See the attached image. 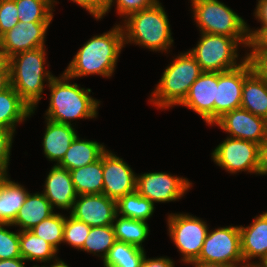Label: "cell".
<instances>
[{
  "label": "cell",
  "instance_id": "obj_1",
  "mask_svg": "<svg viewBox=\"0 0 267 267\" xmlns=\"http://www.w3.org/2000/svg\"><path fill=\"white\" fill-rule=\"evenodd\" d=\"M121 23L101 35H94L74 55L64 69L72 80L83 76L98 75L110 78L115 72L119 55L124 48Z\"/></svg>",
  "mask_w": 267,
  "mask_h": 267
},
{
  "label": "cell",
  "instance_id": "obj_2",
  "mask_svg": "<svg viewBox=\"0 0 267 267\" xmlns=\"http://www.w3.org/2000/svg\"><path fill=\"white\" fill-rule=\"evenodd\" d=\"M70 80L63 72L50 81L48 88L51 94L45 118L73 126L72 122L76 119L96 118L100 101L90 95V88H82Z\"/></svg>",
  "mask_w": 267,
  "mask_h": 267
},
{
  "label": "cell",
  "instance_id": "obj_3",
  "mask_svg": "<svg viewBox=\"0 0 267 267\" xmlns=\"http://www.w3.org/2000/svg\"><path fill=\"white\" fill-rule=\"evenodd\" d=\"M161 4L159 0L152 7L122 20L124 45L136 44L149 51L170 53L174 40L167 13Z\"/></svg>",
  "mask_w": 267,
  "mask_h": 267
},
{
  "label": "cell",
  "instance_id": "obj_4",
  "mask_svg": "<svg viewBox=\"0 0 267 267\" xmlns=\"http://www.w3.org/2000/svg\"><path fill=\"white\" fill-rule=\"evenodd\" d=\"M46 49V47H40L23 51L8 58L11 86L31 110L38 107L39 101L43 98L45 86L48 87L55 77L45 67Z\"/></svg>",
  "mask_w": 267,
  "mask_h": 267
},
{
  "label": "cell",
  "instance_id": "obj_5",
  "mask_svg": "<svg viewBox=\"0 0 267 267\" xmlns=\"http://www.w3.org/2000/svg\"><path fill=\"white\" fill-rule=\"evenodd\" d=\"M176 57V58H175ZM165 70L148 100L157 109L179 106L189 93L191 85L203 73L189 51L180 52Z\"/></svg>",
  "mask_w": 267,
  "mask_h": 267
},
{
  "label": "cell",
  "instance_id": "obj_6",
  "mask_svg": "<svg viewBox=\"0 0 267 267\" xmlns=\"http://www.w3.org/2000/svg\"><path fill=\"white\" fill-rule=\"evenodd\" d=\"M249 41L250 38H233L200 32L197 45L188 51L203 72H225L245 62L246 54L241 59L238 58V48H247Z\"/></svg>",
  "mask_w": 267,
  "mask_h": 267
},
{
  "label": "cell",
  "instance_id": "obj_7",
  "mask_svg": "<svg viewBox=\"0 0 267 267\" xmlns=\"http://www.w3.org/2000/svg\"><path fill=\"white\" fill-rule=\"evenodd\" d=\"M196 27L201 33L250 38L248 23L219 0H190Z\"/></svg>",
  "mask_w": 267,
  "mask_h": 267
},
{
  "label": "cell",
  "instance_id": "obj_8",
  "mask_svg": "<svg viewBox=\"0 0 267 267\" xmlns=\"http://www.w3.org/2000/svg\"><path fill=\"white\" fill-rule=\"evenodd\" d=\"M166 221L168 235L182 256L181 263L195 261L209 230L206 221L188 213H170Z\"/></svg>",
  "mask_w": 267,
  "mask_h": 267
},
{
  "label": "cell",
  "instance_id": "obj_9",
  "mask_svg": "<svg viewBox=\"0 0 267 267\" xmlns=\"http://www.w3.org/2000/svg\"><path fill=\"white\" fill-rule=\"evenodd\" d=\"M195 261L246 267L241 253L239 226L208 230L199 257Z\"/></svg>",
  "mask_w": 267,
  "mask_h": 267
},
{
  "label": "cell",
  "instance_id": "obj_10",
  "mask_svg": "<svg viewBox=\"0 0 267 267\" xmlns=\"http://www.w3.org/2000/svg\"><path fill=\"white\" fill-rule=\"evenodd\" d=\"M259 144L226 137L211 153L213 162L231 175L242 171L256 174L259 165Z\"/></svg>",
  "mask_w": 267,
  "mask_h": 267
},
{
  "label": "cell",
  "instance_id": "obj_11",
  "mask_svg": "<svg viewBox=\"0 0 267 267\" xmlns=\"http://www.w3.org/2000/svg\"><path fill=\"white\" fill-rule=\"evenodd\" d=\"M192 182L186 177L171 175L167 172H147L137 174L136 191L155 203L175 202L192 187Z\"/></svg>",
  "mask_w": 267,
  "mask_h": 267
},
{
  "label": "cell",
  "instance_id": "obj_12",
  "mask_svg": "<svg viewBox=\"0 0 267 267\" xmlns=\"http://www.w3.org/2000/svg\"><path fill=\"white\" fill-rule=\"evenodd\" d=\"M213 125L219 126L230 138L243 139L259 145L267 139V120L241 107L225 113Z\"/></svg>",
  "mask_w": 267,
  "mask_h": 267
},
{
  "label": "cell",
  "instance_id": "obj_13",
  "mask_svg": "<svg viewBox=\"0 0 267 267\" xmlns=\"http://www.w3.org/2000/svg\"><path fill=\"white\" fill-rule=\"evenodd\" d=\"M252 71L247 60L235 69L218 72V86L214 100V123L225 113L241 107L244 78Z\"/></svg>",
  "mask_w": 267,
  "mask_h": 267
},
{
  "label": "cell",
  "instance_id": "obj_14",
  "mask_svg": "<svg viewBox=\"0 0 267 267\" xmlns=\"http://www.w3.org/2000/svg\"><path fill=\"white\" fill-rule=\"evenodd\" d=\"M137 174L114 152L108 149L103 153V194L118 200L136 191Z\"/></svg>",
  "mask_w": 267,
  "mask_h": 267
},
{
  "label": "cell",
  "instance_id": "obj_15",
  "mask_svg": "<svg viewBox=\"0 0 267 267\" xmlns=\"http://www.w3.org/2000/svg\"><path fill=\"white\" fill-rule=\"evenodd\" d=\"M69 214L90 227L113 225L116 200L105 194L78 195Z\"/></svg>",
  "mask_w": 267,
  "mask_h": 267
},
{
  "label": "cell",
  "instance_id": "obj_16",
  "mask_svg": "<svg viewBox=\"0 0 267 267\" xmlns=\"http://www.w3.org/2000/svg\"><path fill=\"white\" fill-rule=\"evenodd\" d=\"M218 86V72H203L191 85L184 106L198 114L209 126L214 124V100Z\"/></svg>",
  "mask_w": 267,
  "mask_h": 267
},
{
  "label": "cell",
  "instance_id": "obj_17",
  "mask_svg": "<svg viewBox=\"0 0 267 267\" xmlns=\"http://www.w3.org/2000/svg\"><path fill=\"white\" fill-rule=\"evenodd\" d=\"M51 22H19L2 35L6 58L23 52L45 47L46 33Z\"/></svg>",
  "mask_w": 267,
  "mask_h": 267
},
{
  "label": "cell",
  "instance_id": "obj_18",
  "mask_svg": "<svg viewBox=\"0 0 267 267\" xmlns=\"http://www.w3.org/2000/svg\"><path fill=\"white\" fill-rule=\"evenodd\" d=\"M44 182L42 193L52 208L71 211L78 194L72 182L70 171L54 163Z\"/></svg>",
  "mask_w": 267,
  "mask_h": 267
},
{
  "label": "cell",
  "instance_id": "obj_19",
  "mask_svg": "<svg viewBox=\"0 0 267 267\" xmlns=\"http://www.w3.org/2000/svg\"><path fill=\"white\" fill-rule=\"evenodd\" d=\"M239 231L244 265L258 264L267 256V211L256 215L250 225H239Z\"/></svg>",
  "mask_w": 267,
  "mask_h": 267
},
{
  "label": "cell",
  "instance_id": "obj_20",
  "mask_svg": "<svg viewBox=\"0 0 267 267\" xmlns=\"http://www.w3.org/2000/svg\"><path fill=\"white\" fill-rule=\"evenodd\" d=\"M46 128L43 133V153L51 162L58 165L65 156L72 141L78 135L74 125L61 124L45 118Z\"/></svg>",
  "mask_w": 267,
  "mask_h": 267
},
{
  "label": "cell",
  "instance_id": "obj_21",
  "mask_svg": "<svg viewBox=\"0 0 267 267\" xmlns=\"http://www.w3.org/2000/svg\"><path fill=\"white\" fill-rule=\"evenodd\" d=\"M54 213L55 209L52 208L43 193H29L26 201L18 211L12 227H19V231L31 230Z\"/></svg>",
  "mask_w": 267,
  "mask_h": 267
},
{
  "label": "cell",
  "instance_id": "obj_22",
  "mask_svg": "<svg viewBox=\"0 0 267 267\" xmlns=\"http://www.w3.org/2000/svg\"><path fill=\"white\" fill-rule=\"evenodd\" d=\"M35 113L12 86L0 92V127L16 133V126ZM25 120V121H24Z\"/></svg>",
  "mask_w": 267,
  "mask_h": 267
},
{
  "label": "cell",
  "instance_id": "obj_23",
  "mask_svg": "<svg viewBox=\"0 0 267 267\" xmlns=\"http://www.w3.org/2000/svg\"><path fill=\"white\" fill-rule=\"evenodd\" d=\"M106 150L104 143L81 139L77 135L58 165L69 171L81 168L99 160Z\"/></svg>",
  "mask_w": 267,
  "mask_h": 267
},
{
  "label": "cell",
  "instance_id": "obj_24",
  "mask_svg": "<svg viewBox=\"0 0 267 267\" xmlns=\"http://www.w3.org/2000/svg\"><path fill=\"white\" fill-rule=\"evenodd\" d=\"M241 108L267 120V80L253 71L244 78Z\"/></svg>",
  "mask_w": 267,
  "mask_h": 267
},
{
  "label": "cell",
  "instance_id": "obj_25",
  "mask_svg": "<svg viewBox=\"0 0 267 267\" xmlns=\"http://www.w3.org/2000/svg\"><path fill=\"white\" fill-rule=\"evenodd\" d=\"M30 192L25 186L7 178L0 188V223L12 224Z\"/></svg>",
  "mask_w": 267,
  "mask_h": 267
},
{
  "label": "cell",
  "instance_id": "obj_26",
  "mask_svg": "<svg viewBox=\"0 0 267 267\" xmlns=\"http://www.w3.org/2000/svg\"><path fill=\"white\" fill-rule=\"evenodd\" d=\"M78 195L103 194V154L91 164L70 170Z\"/></svg>",
  "mask_w": 267,
  "mask_h": 267
},
{
  "label": "cell",
  "instance_id": "obj_27",
  "mask_svg": "<svg viewBox=\"0 0 267 267\" xmlns=\"http://www.w3.org/2000/svg\"><path fill=\"white\" fill-rule=\"evenodd\" d=\"M20 253L25 261L49 263L57 258L58 251L31 230L19 231Z\"/></svg>",
  "mask_w": 267,
  "mask_h": 267
},
{
  "label": "cell",
  "instance_id": "obj_28",
  "mask_svg": "<svg viewBox=\"0 0 267 267\" xmlns=\"http://www.w3.org/2000/svg\"><path fill=\"white\" fill-rule=\"evenodd\" d=\"M113 228L117 241L132 244L144 249L142 243L148 238L150 233L148 222L116 214L113 221Z\"/></svg>",
  "mask_w": 267,
  "mask_h": 267
},
{
  "label": "cell",
  "instance_id": "obj_29",
  "mask_svg": "<svg viewBox=\"0 0 267 267\" xmlns=\"http://www.w3.org/2000/svg\"><path fill=\"white\" fill-rule=\"evenodd\" d=\"M145 254V249L116 241L102 262L104 267H140Z\"/></svg>",
  "mask_w": 267,
  "mask_h": 267
},
{
  "label": "cell",
  "instance_id": "obj_30",
  "mask_svg": "<svg viewBox=\"0 0 267 267\" xmlns=\"http://www.w3.org/2000/svg\"><path fill=\"white\" fill-rule=\"evenodd\" d=\"M116 208L120 216L147 222L154 213L155 205L135 191L119 198Z\"/></svg>",
  "mask_w": 267,
  "mask_h": 267
},
{
  "label": "cell",
  "instance_id": "obj_31",
  "mask_svg": "<svg viewBox=\"0 0 267 267\" xmlns=\"http://www.w3.org/2000/svg\"><path fill=\"white\" fill-rule=\"evenodd\" d=\"M19 22H51L57 0H15ZM54 8V9H53Z\"/></svg>",
  "mask_w": 267,
  "mask_h": 267
},
{
  "label": "cell",
  "instance_id": "obj_32",
  "mask_svg": "<svg viewBox=\"0 0 267 267\" xmlns=\"http://www.w3.org/2000/svg\"><path fill=\"white\" fill-rule=\"evenodd\" d=\"M116 241L113 225L91 227L80 251H86L104 260Z\"/></svg>",
  "mask_w": 267,
  "mask_h": 267
},
{
  "label": "cell",
  "instance_id": "obj_33",
  "mask_svg": "<svg viewBox=\"0 0 267 267\" xmlns=\"http://www.w3.org/2000/svg\"><path fill=\"white\" fill-rule=\"evenodd\" d=\"M65 216L54 213L31 229L37 237L49 242L57 251L63 243Z\"/></svg>",
  "mask_w": 267,
  "mask_h": 267
},
{
  "label": "cell",
  "instance_id": "obj_34",
  "mask_svg": "<svg viewBox=\"0 0 267 267\" xmlns=\"http://www.w3.org/2000/svg\"><path fill=\"white\" fill-rule=\"evenodd\" d=\"M90 226L71 215L65 216L63 243L80 250L90 233Z\"/></svg>",
  "mask_w": 267,
  "mask_h": 267
},
{
  "label": "cell",
  "instance_id": "obj_35",
  "mask_svg": "<svg viewBox=\"0 0 267 267\" xmlns=\"http://www.w3.org/2000/svg\"><path fill=\"white\" fill-rule=\"evenodd\" d=\"M12 224L0 223V260L21 257L19 230L9 231L7 228Z\"/></svg>",
  "mask_w": 267,
  "mask_h": 267
},
{
  "label": "cell",
  "instance_id": "obj_36",
  "mask_svg": "<svg viewBox=\"0 0 267 267\" xmlns=\"http://www.w3.org/2000/svg\"><path fill=\"white\" fill-rule=\"evenodd\" d=\"M158 1L159 0H110L105 14L100 19L95 20H101L106 16V13H109L112 9L113 4H116L115 9L118 16H120V18L122 17L124 20L132 13L152 7Z\"/></svg>",
  "mask_w": 267,
  "mask_h": 267
},
{
  "label": "cell",
  "instance_id": "obj_37",
  "mask_svg": "<svg viewBox=\"0 0 267 267\" xmlns=\"http://www.w3.org/2000/svg\"><path fill=\"white\" fill-rule=\"evenodd\" d=\"M19 23L15 0H0V33L11 30Z\"/></svg>",
  "mask_w": 267,
  "mask_h": 267
},
{
  "label": "cell",
  "instance_id": "obj_38",
  "mask_svg": "<svg viewBox=\"0 0 267 267\" xmlns=\"http://www.w3.org/2000/svg\"><path fill=\"white\" fill-rule=\"evenodd\" d=\"M245 53L252 71L267 80V50H248Z\"/></svg>",
  "mask_w": 267,
  "mask_h": 267
},
{
  "label": "cell",
  "instance_id": "obj_39",
  "mask_svg": "<svg viewBox=\"0 0 267 267\" xmlns=\"http://www.w3.org/2000/svg\"><path fill=\"white\" fill-rule=\"evenodd\" d=\"M15 132L0 127V168L8 170Z\"/></svg>",
  "mask_w": 267,
  "mask_h": 267
},
{
  "label": "cell",
  "instance_id": "obj_40",
  "mask_svg": "<svg viewBox=\"0 0 267 267\" xmlns=\"http://www.w3.org/2000/svg\"><path fill=\"white\" fill-rule=\"evenodd\" d=\"M89 12L95 19H100L107 11L110 0H71Z\"/></svg>",
  "mask_w": 267,
  "mask_h": 267
},
{
  "label": "cell",
  "instance_id": "obj_41",
  "mask_svg": "<svg viewBox=\"0 0 267 267\" xmlns=\"http://www.w3.org/2000/svg\"><path fill=\"white\" fill-rule=\"evenodd\" d=\"M248 34L250 41L248 43L247 49L267 50V28L251 29L248 25Z\"/></svg>",
  "mask_w": 267,
  "mask_h": 267
},
{
  "label": "cell",
  "instance_id": "obj_42",
  "mask_svg": "<svg viewBox=\"0 0 267 267\" xmlns=\"http://www.w3.org/2000/svg\"><path fill=\"white\" fill-rule=\"evenodd\" d=\"M140 267H175V263L173 259L167 256H161L159 258H149L145 254V257L142 260Z\"/></svg>",
  "mask_w": 267,
  "mask_h": 267
},
{
  "label": "cell",
  "instance_id": "obj_43",
  "mask_svg": "<svg viewBox=\"0 0 267 267\" xmlns=\"http://www.w3.org/2000/svg\"><path fill=\"white\" fill-rule=\"evenodd\" d=\"M254 15L261 28H267V0H257Z\"/></svg>",
  "mask_w": 267,
  "mask_h": 267
},
{
  "label": "cell",
  "instance_id": "obj_44",
  "mask_svg": "<svg viewBox=\"0 0 267 267\" xmlns=\"http://www.w3.org/2000/svg\"><path fill=\"white\" fill-rule=\"evenodd\" d=\"M257 175H267V139L259 146V165Z\"/></svg>",
  "mask_w": 267,
  "mask_h": 267
},
{
  "label": "cell",
  "instance_id": "obj_45",
  "mask_svg": "<svg viewBox=\"0 0 267 267\" xmlns=\"http://www.w3.org/2000/svg\"><path fill=\"white\" fill-rule=\"evenodd\" d=\"M11 86L10 66L8 61L0 68V92Z\"/></svg>",
  "mask_w": 267,
  "mask_h": 267
},
{
  "label": "cell",
  "instance_id": "obj_46",
  "mask_svg": "<svg viewBox=\"0 0 267 267\" xmlns=\"http://www.w3.org/2000/svg\"><path fill=\"white\" fill-rule=\"evenodd\" d=\"M22 257L0 260V267H26Z\"/></svg>",
  "mask_w": 267,
  "mask_h": 267
},
{
  "label": "cell",
  "instance_id": "obj_47",
  "mask_svg": "<svg viewBox=\"0 0 267 267\" xmlns=\"http://www.w3.org/2000/svg\"><path fill=\"white\" fill-rule=\"evenodd\" d=\"M189 264L193 265V267H235V266L226 265V264L201 262V261H193Z\"/></svg>",
  "mask_w": 267,
  "mask_h": 267
},
{
  "label": "cell",
  "instance_id": "obj_48",
  "mask_svg": "<svg viewBox=\"0 0 267 267\" xmlns=\"http://www.w3.org/2000/svg\"><path fill=\"white\" fill-rule=\"evenodd\" d=\"M53 262V263H52ZM50 265H46L44 264V267H70L68 266V264H66L64 261H62L60 258H56L55 260L53 261H50Z\"/></svg>",
  "mask_w": 267,
  "mask_h": 267
},
{
  "label": "cell",
  "instance_id": "obj_49",
  "mask_svg": "<svg viewBox=\"0 0 267 267\" xmlns=\"http://www.w3.org/2000/svg\"><path fill=\"white\" fill-rule=\"evenodd\" d=\"M8 170L0 168V188L3 186L5 180L9 177Z\"/></svg>",
  "mask_w": 267,
  "mask_h": 267
},
{
  "label": "cell",
  "instance_id": "obj_50",
  "mask_svg": "<svg viewBox=\"0 0 267 267\" xmlns=\"http://www.w3.org/2000/svg\"><path fill=\"white\" fill-rule=\"evenodd\" d=\"M8 61L3 51H0V68Z\"/></svg>",
  "mask_w": 267,
  "mask_h": 267
},
{
  "label": "cell",
  "instance_id": "obj_51",
  "mask_svg": "<svg viewBox=\"0 0 267 267\" xmlns=\"http://www.w3.org/2000/svg\"><path fill=\"white\" fill-rule=\"evenodd\" d=\"M258 265L260 267H267V256L263 260H261Z\"/></svg>",
  "mask_w": 267,
  "mask_h": 267
},
{
  "label": "cell",
  "instance_id": "obj_52",
  "mask_svg": "<svg viewBox=\"0 0 267 267\" xmlns=\"http://www.w3.org/2000/svg\"><path fill=\"white\" fill-rule=\"evenodd\" d=\"M0 51H3V46H2V35L0 33Z\"/></svg>",
  "mask_w": 267,
  "mask_h": 267
},
{
  "label": "cell",
  "instance_id": "obj_53",
  "mask_svg": "<svg viewBox=\"0 0 267 267\" xmlns=\"http://www.w3.org/2000/svg\"><path fill=\"white\" fill-rule=\"evenodd\" d=\"M246 267H260L258 264H250V265H247Z\"/></svg>",
  "mask_w": 267,
  "mask_h": 267
},
{
  "label": "cell",
  "instance_id": "obj_54",
  "mask_svg": "<svg viewBox=\"0 0 267 267\" xmlns=\"http://www.w3.org/2000/svg\"><path fill=\"white\" fill-rule=\"evenodd\" d=\"M31 267H44V265L39 266V265H37V263H36V265L33 264V266H31Z\"/></svg>",
  "mask_w": 267,
  "mask_h": 267
}]
</instances>
